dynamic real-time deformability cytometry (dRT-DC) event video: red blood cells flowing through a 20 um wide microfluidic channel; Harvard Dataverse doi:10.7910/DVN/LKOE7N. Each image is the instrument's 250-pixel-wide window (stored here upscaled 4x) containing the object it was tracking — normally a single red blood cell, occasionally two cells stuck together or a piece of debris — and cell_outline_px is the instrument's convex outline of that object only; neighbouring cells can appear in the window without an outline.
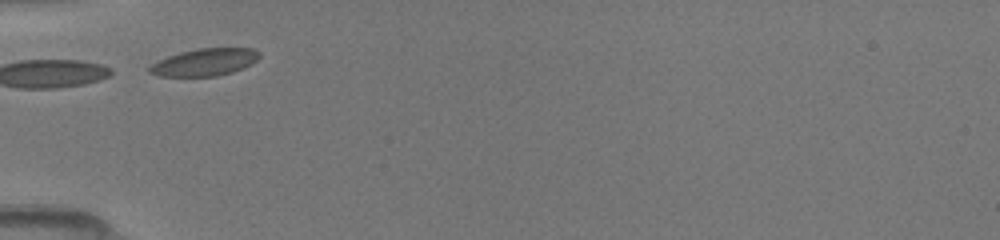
{"species": "common noctule bat (a hibernating species)", "species_latin": "Nyctalus noctula", "temperature_condition": "room temperature", "stored_images_in_passage": 20, "camera_frame_rate_fps": 3000, "um_per_image_px": 0.085, "animal": {"sex": "female", "body_mass_g": 19.5, "forearm_length_mm": 54.1}, "frame": {"image": 1, "passage_image": 1, "time_ms": 0.0, "image_size_px": [1000, 240], "cell_outline_px": [[260, 56], [256, 60], [232, 72], [216, 76], [160, 76], [148, 72], [148, 68], [152, 64], [168, 56], [180, 52], [200, 48], [252, 48], [260, 52]], "centroid_in_image_um": [17.38, 5.28], "position_along_channel_um": 67.6, "area_um2": 17.17}}
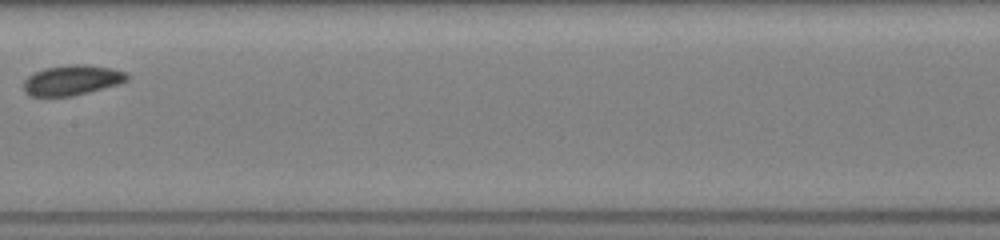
{"frame": {"image": 2, "passage_image": 6, "time_ms": 3.333, "image_size_px": [1000, 240], "cell_outline_px": [[128, 80], [120, 84], [72, 96], [32, 96], [24, 92], [24, 80], [32, 72], [44, 68], [72, 64], [84, 64], [112, 68], [124, 72], [128, 76]], "centroid_in_image_um": [6.1, 6.81], "position_along_channel_um": 201.3, "area_um2": 18.21}}
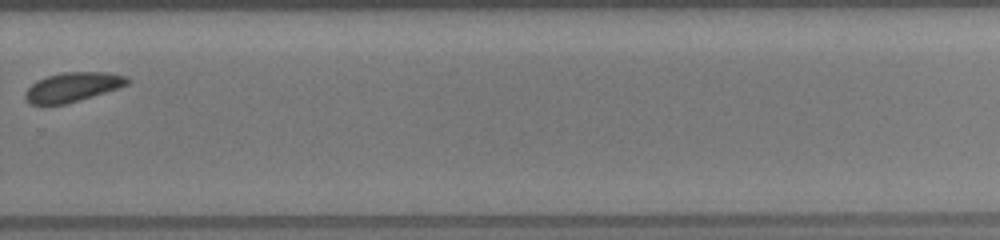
{"frame": {"image": 3, "passage_image": 11, "time_ms": 6.333, "image_size_px": [1000, 240], "cell_outline_px": [[128, 84], [120, 88], [64, 104], [32, 104], [24, 96], [24, 92], [36, 80], [48, 76], [64, 72], [104, 72], [128, 76]], "centroid_in_image_um": [6.18, 7.38], "position_along_channel_um": 323.6, "area_um2": 17.22}}